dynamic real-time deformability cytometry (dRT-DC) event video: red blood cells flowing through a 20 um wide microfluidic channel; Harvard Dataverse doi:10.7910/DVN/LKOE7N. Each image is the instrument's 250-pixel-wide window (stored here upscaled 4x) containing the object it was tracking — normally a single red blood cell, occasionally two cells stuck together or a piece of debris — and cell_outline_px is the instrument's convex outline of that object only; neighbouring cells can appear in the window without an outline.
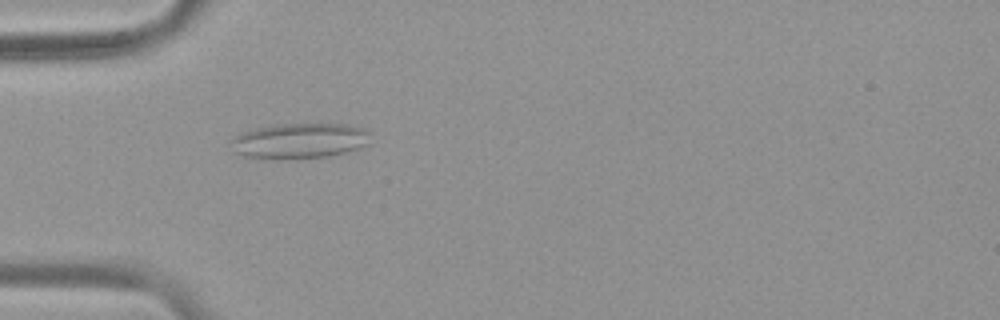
{"species": "common noctule bat (a hibernating species)", "species_latin": "Nyctalus noctula", "temperature_condition": "warm", "stored_images_in_passage": 4, "camera_frame_rate_fps": 3000, "um_per_image_px": 0.085, "animal": {"sex": "female", "body_mass_g": 19.9}, "frame": {"image": 1, "passage_image": 4, "time_ms": 1.0, "image_size_px": [1000, 320], "cell_outline_px": [[372, 144], [360, 148], [328, 156], [240, 156], [232, 152], [232, 140], [240, 132], [256, 128], [276, 124], [348, 124], [364, 128], [368, 132]], "centroid_in_image_um": [25.52, 11.92], "position_along_channel_um": 59.5, "area_um2": 27.98}}